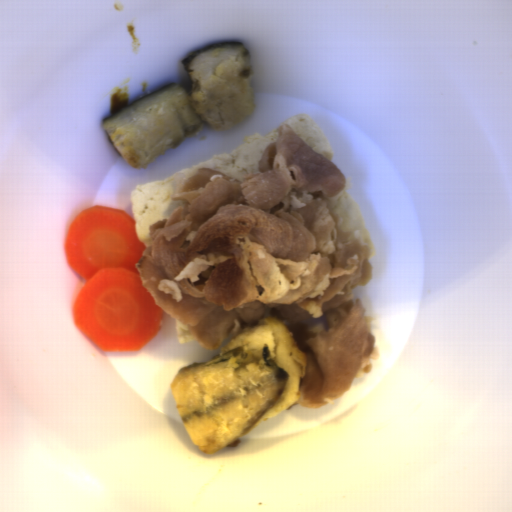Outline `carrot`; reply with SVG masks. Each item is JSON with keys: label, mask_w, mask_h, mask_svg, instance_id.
I'll return each mask as SVG.
<instances>
[{"label": "carrot", "mask_w": 512, "mask_h": 512, "mask_svg": "<svg viewBox=\"0 0 512 512\" xmlns=\"http://www.w3.org/2000/svg\"><path fill=\"white\" fill-rule=\"evenodd\" d=\"M146 248L134 217L97 204L75 215L65 233V260L84 279L73 300L74 324L105 351L137 352L166 319L136 266Z\"/></svg>", "instance_id": "carrot-1"}]
</instances>
